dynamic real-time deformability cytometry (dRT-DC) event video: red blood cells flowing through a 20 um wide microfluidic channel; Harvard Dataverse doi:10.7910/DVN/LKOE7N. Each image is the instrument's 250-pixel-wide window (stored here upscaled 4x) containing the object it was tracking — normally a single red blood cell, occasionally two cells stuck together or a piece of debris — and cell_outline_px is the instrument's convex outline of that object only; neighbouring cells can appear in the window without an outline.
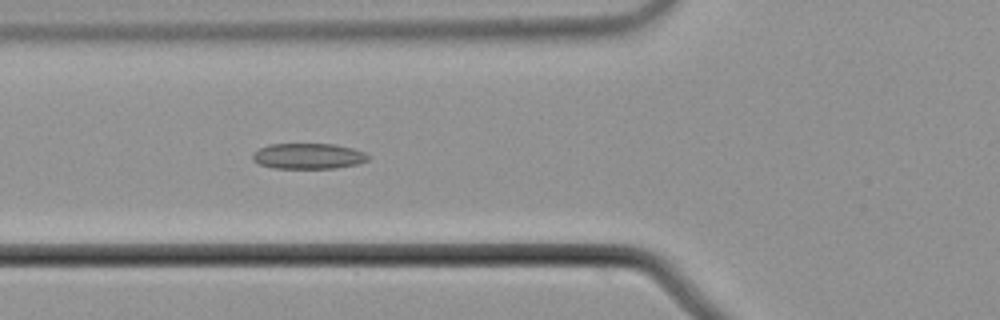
{"species": "common noctule bat (a hibernating species)", "species_latin": "Nyctalus noctula", "temperature_condition": "cold", "stored_images_in_passage": 47, "camera_frame_rate_fps": 3000, "um_per_image_px": 0.085, "animal": {"sex": "male", "body_mass_g": 21.5, "forearm_length_mm": 52.0}, "frame": {"image": 1, "passage_image": 12, "time_ms": 3.667, "image_size_px": [1000, 320], "cell_outline_px": [[368, 160], [356, 164], [336, 168], [272, 168], [260, 164], [252, 160], [252, 156], [260, 148], [268, 144], [336, 144], [352, 148], [364, 152], [368, 156]], "centroid_in_image_um": [26.2, 13.27], "position_along_channel_um": 99.6, "area_um2": 17.17}}
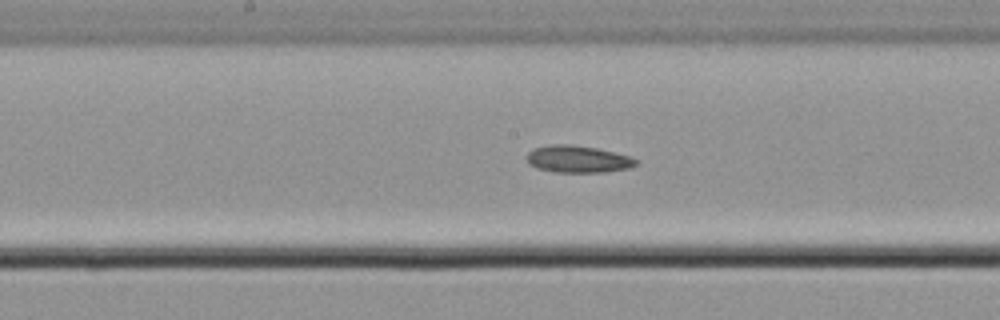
{"frame": {"image": 2, "passage_image": 20, "time_ms": 6.333, "image_size_px": [1000, 320], "cell_outline_px": [[636, 164], [628, 168], [604, 172], [556, 172], [536, 168], [528, 164], [528, 152], [532, 148], [548, 144], [572, 144], [596, 148], [632, 156], [636, 160]], "centroid_in_image_um": [49.08, 13.51], "position_along_channel_um": 199.1, "area_um2": 17.28}}
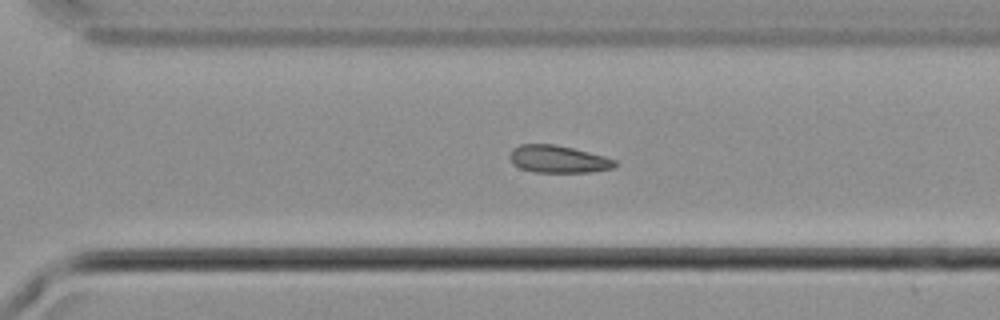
{"frame": {"image": 3, "passage_image": 30, "time_ms": 9.667, "image_size_px": [1000, 320], "cell_outline_px": [[616, 164], [612, 168], [592, 172], [536, 172], [520, 168], [512, 164], [508, 156], [512, 148], [520, 144], [556, 144], [604, 156], [616, 160]], "centroid_in_image_um": [47.4, 13.52], "position_along_channel_um": 323.2, "area_um2": 16.82}, "authors_computed_cell_mechanics": {"area_um2": 17.1666, "velocity_mm_per_s": 3.7227, "shape_relaxation_time_tau1_ms": null, "shape_relaxation_time_tau2_ms": 4.5554, "deformation_change_tau1": null, "deformation_change_tau2": 0.0847}}